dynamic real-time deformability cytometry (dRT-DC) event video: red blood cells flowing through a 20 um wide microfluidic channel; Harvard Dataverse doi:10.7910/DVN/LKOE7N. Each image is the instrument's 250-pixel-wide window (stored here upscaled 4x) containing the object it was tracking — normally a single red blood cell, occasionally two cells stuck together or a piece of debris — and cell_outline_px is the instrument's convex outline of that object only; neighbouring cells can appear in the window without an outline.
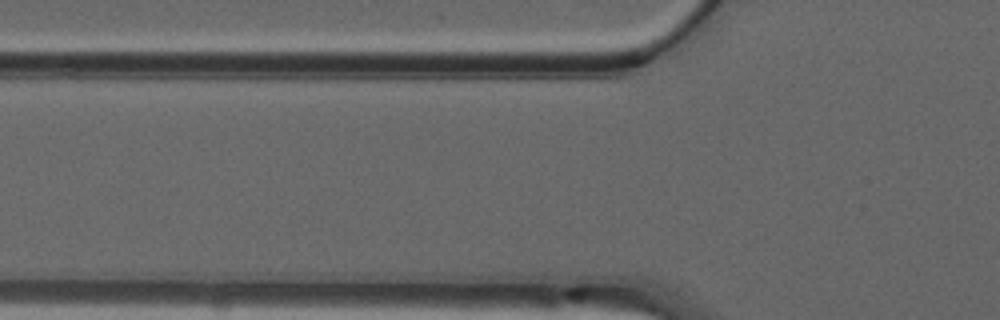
{"species": "common noctule bat (a hibernating species)", "species_latin": "Nyctalus noctula", "temperature_condition": "warm", "stored_images_in_passage": 6, "camera_frame_rate_fps": 3000, "um_per_image_px": 0.085, "animal": {"sex": "male", "forearm_length_mm": 52.5}, "frame": {"image": 1, "passage_image": 2, "time_ms": 0.333, "image_size_px": [1000, 320], "cell_outline_px": [[244, 296], [240, 300], [120, 300], [88, 296], [104, 292], [224, 284]], "centroid_in_image_um": [14.98, 24.97], "position_along_channel_um": 110.8, "area_um2": 12.02}}